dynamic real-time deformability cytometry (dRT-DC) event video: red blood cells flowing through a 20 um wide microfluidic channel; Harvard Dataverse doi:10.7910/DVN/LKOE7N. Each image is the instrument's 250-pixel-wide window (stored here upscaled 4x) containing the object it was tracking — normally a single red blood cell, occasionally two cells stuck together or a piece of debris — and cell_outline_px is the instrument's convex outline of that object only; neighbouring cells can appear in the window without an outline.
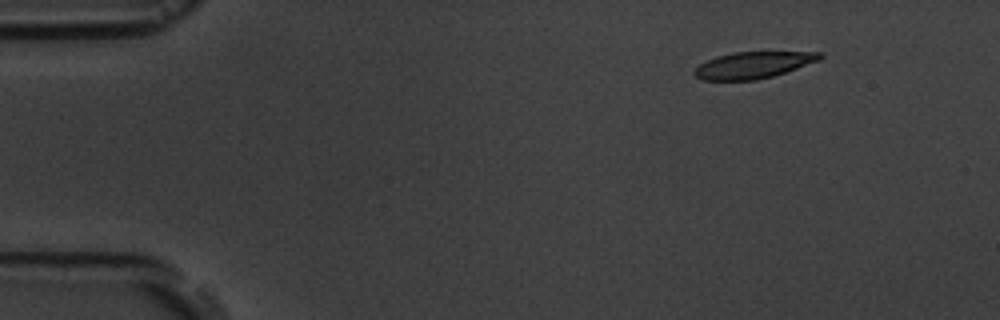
{"species": "common noctule bat (a hibernating species)", "species_latin": "Nyctalus noctula", "temperature_condition": "room temperature", "stored_images_in_passage": 4, "camera_frame_rate_fps": 3000, "um_per_image_px": 0.085, "animal": {"sex": "male", "body_mass_g": 19.5, "forearm_length_mm": 54.6}, "frame": {"image": 1, "passage_image": 1, "time_ms": 0.0, "image_size_px": [1000, 320], "cell_outline_px": [[824, 56], [820, 60], [772, 76], [756, 80], [704, 80], [696, 76], [692, 72], [700, 64], [716, 56], [732, 52], [820, 52]], "centroid_in_image_um": [64.01, 5.52], "position_along_channel_um": 21.0, "area_um2": 19.25}}
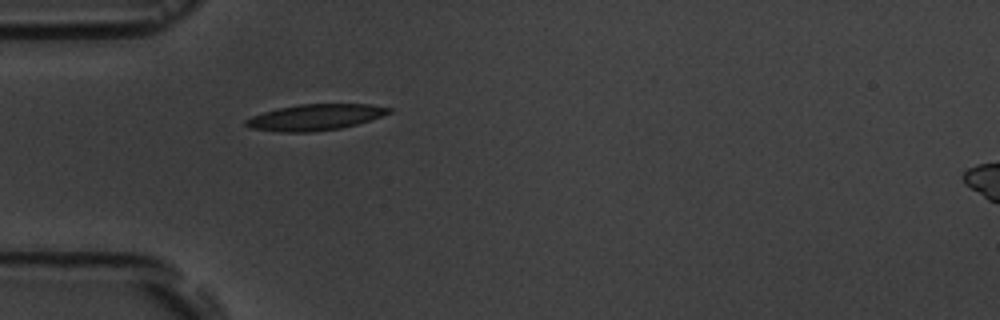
{"frame": {"image": 2, "passage_image": 4, "time_ms": 3.333, "image_size_px": [1000, 320], "cell_outline_px": [[392, 112], [356, 124], [340, 128], [312, 132], [280, 132], [252, 128], [244, 124], [244, 120], [252, 116], [264, 112], [280, 108], [300, 104], [368, 104], [392, 108]], "centroid_in_image_um": [26.77, 9.96], "position_along_channel_um": 58.2, "area_um2": 21.44}}